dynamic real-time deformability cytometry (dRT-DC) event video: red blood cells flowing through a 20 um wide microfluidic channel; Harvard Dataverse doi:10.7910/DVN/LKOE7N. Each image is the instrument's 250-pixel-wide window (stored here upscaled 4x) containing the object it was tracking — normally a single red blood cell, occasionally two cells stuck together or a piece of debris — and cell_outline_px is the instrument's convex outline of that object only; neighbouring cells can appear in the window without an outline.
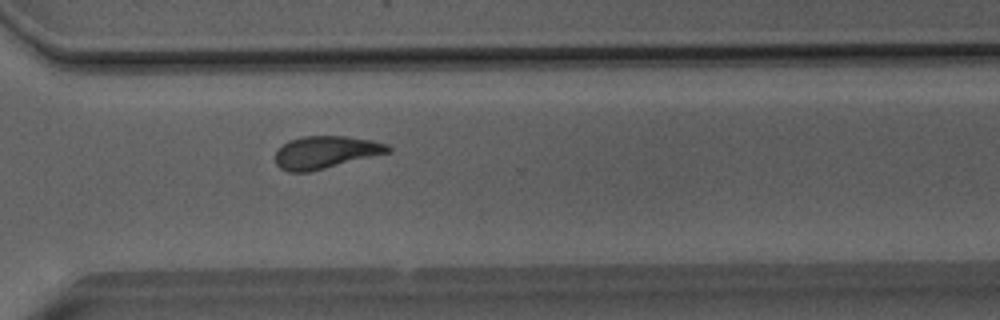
{"species": "Egyptian fruit bat (a non-hibernating species)", "species_latin": "Rousettus aegyptiacus", "temperature_condition": "room temperature", "stored_images_in_passage": 48, "camera_frame_rate_fps": 3000, "um_per_image_px": 0.085, "animal": {"sex": "male"}, "frame": {"image": 1, "passage_image": 34, "time_ms": 11.0, "image_size_px": [1000, 320], "cell_outline_px": [[392, 152], [308, 172], [288, 172], [280, 168], [276, 164], [276, 152], [288, 140], [304, 136], [344, 136], [368, 140], [388, 144], [392, 148]], "centroid_in_image_um": [27.69, 12.94], "position_along_channel_um": 342.9, "area_um2": 21.21}}
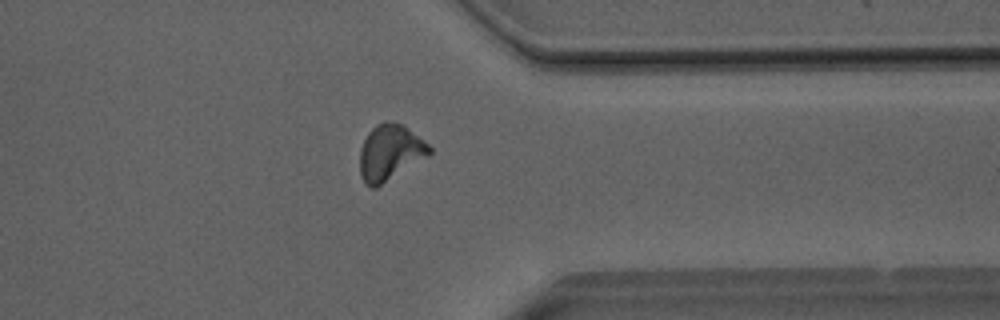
{"frame": {"image": 2, "passage_image": 37, "time_ms": 12.0, "image_size_px": [1000, 320], "cell_outline_px": [[432, 152], [428, 156], [376, 188], [372, 188], [364, 184], [360, 176], [360, 148], [368, 132], [376, 124], [384, 120], [392, 120], [408, 128], [428, 144], [432, 148]], "centroid_in_image_um": [33.13, 12.96], "position_along_channel_um": 378.3, "area_um2": 22.77}}
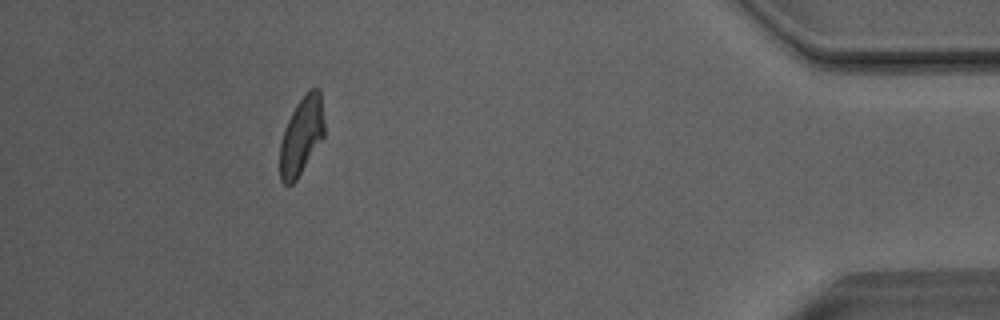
{"frame": {"image": 3, "passage_image": 43, "time_ms": 14.0, "image_size_px": [1000, 320], "cell_outline_px": [[324, 136], [296, 180], [292, 184], [284, 184], [280, 180], [280, 144], [284, 128], [296, 104], [304, 92], [308, 88], [320, 88], [324, 124]], "centroid_in_image_um": [25.62, 11.5], "position_along_channel_um": 409.6, "area_um2": 20.17}, "authors_computed_cell_mechanics": {"area_um2": 21.8773, "velocity_mm_per_s": 4.0412, "shape_relaxation_time_tau1_ms": 9.2014, "shape_relaxation_time_tau2_ms": 2.9797, "deformation_change_tau1": 0.2144, "deformation_change_tau2": 0.1067}}